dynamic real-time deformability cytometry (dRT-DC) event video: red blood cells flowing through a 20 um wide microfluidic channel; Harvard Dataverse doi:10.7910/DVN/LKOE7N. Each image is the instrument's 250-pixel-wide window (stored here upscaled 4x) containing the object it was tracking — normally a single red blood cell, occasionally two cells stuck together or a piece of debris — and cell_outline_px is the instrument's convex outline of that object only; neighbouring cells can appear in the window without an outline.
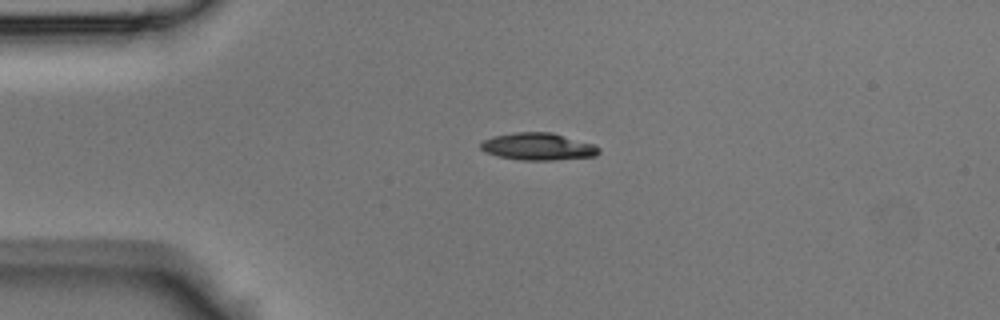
{"species": "Egyptian fruit bat (a non-hibernating species)", "species_latin": "Rousettus aegyptiacus", "temperature_condition": "room temperature", "stored_images_in_passage": 37, "camera_frame_rate_fps": 3000, "um_per_image_px": 0.085, "animal": {"sex": "male"}, "frame": {"image": 1, "passage_image": 1, "time_ms": 0.0, "image_size_px": [1000, 320], "cell_outline_px": [[600, 152], [596, 156], [556, 160], [520, 160], [496, 156], [480, 148], [480, 144], [484, 140], [492, 136], [516, 132], [552, 132], [596, 144], [600, 148]], "centroid_in_image_um": [45.78, 12.46], "position_along_channel_um": 39.2, "area_um2": 18.96}}
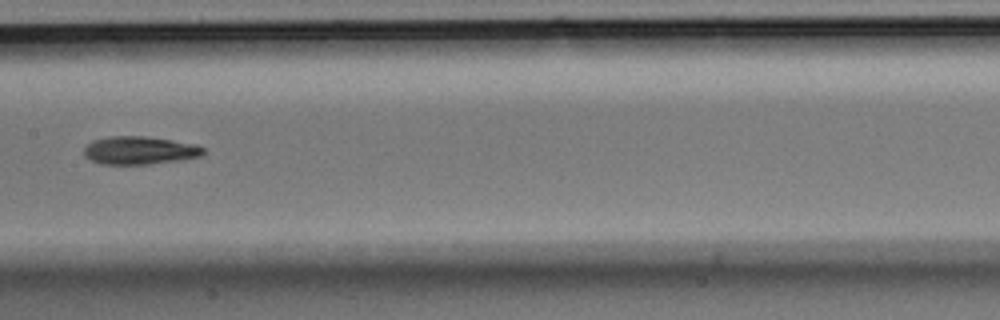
{"frame": {"image": 2, "passage_image": 14, "time_ms": 4.333, "image_size_px": [1000, 320], "cell_outline_px": [[204, 152], [200, 156], [180, 160], [148, 164], [100, 164], [84, 156], [84, 148], [92, 140], [108, 136], [148, 136], [196, 144], [204, 148]], "centroid_in_image_um": [11.85, 12.77], "position_along_channel_um": 195.5, "area_um2": 19.54}}
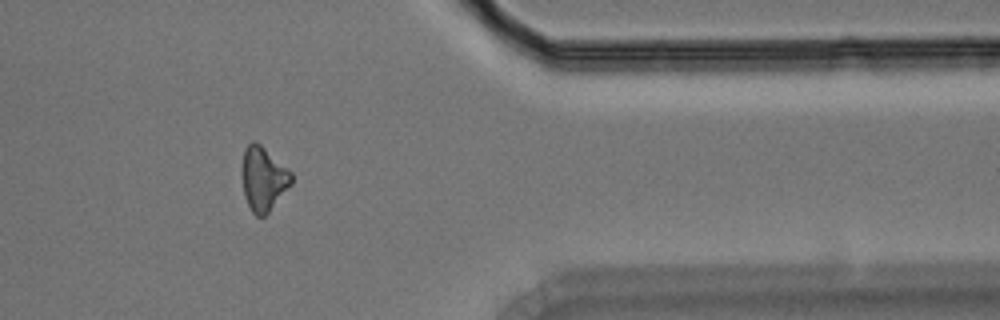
{"frame": {"image": 3, "passage_image": 29, "time_ms": 9.333, "image_size_px": [1000, 320], "cell_outline_px": [[292, 184], [268, 212], [264, 216], [256, 216], [252, 212], [244, 196], [244, 148], [252, 140], [260, 144], [288, 168], [292, 172]], "centroid_in_image_um": [22.42, 15.2], "position_along_channel_um": 389.0, "area_um2": 17.98}}